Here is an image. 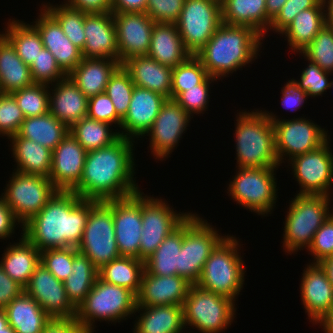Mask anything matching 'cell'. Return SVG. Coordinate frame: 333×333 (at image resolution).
I'll return each mask as SVG.
<instances>
[{"label":"cell","mask_w":333,"mask_h":333,"mask_svg":"<svg viewBox=\"0 0 333 333\" xmlns=\"http://www.w3.org/2000/svg\"><path fill=\"white\" fill-rule=\"evenodd\" d=\"M143 272L142 260L121 256L98 269V276L104 282L127 288L137 296Z\"/></svg>","instance_id":"obj_41"},{"label":"cell","mask_w":333,"mask_h":333,"mask_svg":"<svg viewBox=\"0 0 333 333\" xmlns=\"http://www.w3.org/2000/svg\"><path fill=\"white\" fill-rule=\"evenodd\" d=\"M13 171L1 196L23 226L58 190L47 177Z\"/></svg>","instance_id":"obj_12"},{"label":"cell","mask_w":333,"mask_h":333,"mask_svg":"<svg viewBox=\"0 0 333 333\" xmlns=\"http://www.w3.org/2000/svg\"><path fill=\"white\" fill-rule=\"evenodd\" d=\"M300 294L305 313L316 324L333 306V286L319 263H309L303 270Z\"/></svg>","instance_id":"obj_24"},{"label":"cell","mask_w":333,"mask_h":333,"mask_svg":"<svg viewBox=\"0 0 333 333\" xmlns=\"http://www.w3.org/2000/svg\"><path fill=\"white\" fill-rule=\"evenodd\" d=\"M266 0H221L222 23L247 26L264 40L267 33Z\"/></svg>","instance_id":"obj_35"},{"label":"cell","mask_w":333,"mask_h":333,"mask_svg":"<svg viewBox=\"0 0 333 333\" xmlns=\"http://www.w3.org/2000/svg\"><path fill=\"white\" fill-rule=\"evenodd\" d=\"M87 117L110 125L117 124L116 126L119 128L122 122L115 111L113 102L105 92L89 97Z\"/></svg>","instance_id":"obj_55"},{"label":"cell","mask_w":333,"mask_h":333,"mask_svg":"<svg viewBox=\"0 0 333 333\" xmlns=\"http://www.w3.org/2000/svg\"><path fill=\"white\" fill-rule=\"evenodd\" d=\"M325 24V5L321 0L315 7L299 12L281 34L287 38L291 51L300 53L313 41Z\"/></svg>","instance_id":"obj_36"},{"label":"cell","mask_w":333,"mask_h":333,"mask_svg":"<svg viewBox=\"0 0 333 333\" xmlns=\"http://www.w3.org/2000/svg\"><path fill=\"white\" fill-rule=\"evenodd\" d=\"M171 68L183 63L191 54L186 50L175 23L155 22L147 54Z\"/></svg>","instance_id":"obj_29"},{"label":"cell","mask_w":333,"mask_h":333,"mask_svg":"<svg viewBox=\"0 0 333 333\" xmlns=\"http://www.w3.org/2000/svg\"><path fill=\"white\" fill-rule=\"evenodd\" d=\"M321 0H287L271 21L269 31L281 34L302 10L315 7Z\"/></svg>","instance_id":"obj_57"},{"label":"cell","mask_w":333,"mask_h":333,"mask_svg":"<svg viewBox=\"0 0 333 333\" xmlns=\"http://www.w3.org/2000/svg\"><path fill=\"white\" fill-rule=\"evenodd\" d=\"M104 202L112 209L116 244L120 255L139 259L142 192Z\"/></svg>","instance_id":"obj_17"},{"label":"cell","mask_w":333,"mask_h":333,"mask_svg":"<svg viewBox=\"0 0 333 333\" xmlns=\"http://www.w3.org/2000/svg\"><path fill=\"white\" fill-rule=\"evenodd\" d=\"M134 143L120 136L107 147L87 152L82 177L73 192L84 200L108 201L140 191L134 178Z\"/></svg>","instance_id":"obj_1"},{"label":"cell","mask_w":333,"mask_h":333,"mask_svg":"<svg viewBox=\"0 0 333 333\" xmlns=\"http://www.w3.org/2000/svg\"><path fill=\"white\" fill-rule=\"evenodd\" d=\"M236 117V168L279 167L273 123L264 110L240 111Z\"/></svg>","instance_id":"obj_4"},{"label":"cell","mask_w":333,"mask_h":333,"mask_svg":"<svg viewBox=\"0 0 333 333\" xmlns=\"http://www.w3.org/2000/svg\"><path fill=\"white\" fill-rule=\"evenodd\" d=\"M18 224L20 227L22 226L4 198L0 196V239L10 238L15 233Z\"/></svg>","instance_id":"obj_60"},{"label":"cell","mask_w":333,"mask_h":333,"mask_svg":"<svg viewBox=\"0 0 333 333\" xmlns=\"http://www.w3.org/2000/svg\"><path fill=\"white\" fill-rule=\"evenodd\" d=\"M306 66L303 71H301V76L299 80L293 79L303 91L307 93L308 97H318L321 96L324 92L330 89V81L328 73L321 69L317 64L311 63Z\"/></svg>","instance_id":"obj_53"},{"label":"cell","mask_w":333,"mask_h":333,"mask_svg":"<svg viewBox=\"0 0 333 333\" xmlns=\"http://www.w3.org/2000/svg\"><path fill=\"white\" fill-rule=\"evenodd\" d=\"M33 81L41 84H54L68 75L60 68L53 54L44 48L30 65Z\"/></svg>","instance_id":"obj_50"},{"label":"cell","mask_w":333,"mask_h":333,"mask_svg":"<svg viewBox=\"0 0 333 333\" xmlns=\"http://www.w3.org/2000/svg\"><path fill=\"white\" fill-rule=\"evenodd\" d=\"M83 58H107L119 61L116 27L112 12L85 13Z\"/></svg>","instance_id":"obj_23"},{"label":"cell","mask_w":333,"mask_h":333,"mask_svg":"<svg viewBox=\"0 0 333 333\" xmlns=\"http://www.w3.org/2000/svg\"><path fill=\"white\" fill-rule=\"evenodd\" d=\"M25 116L11 93L0 94V135L7 139L16 135Z\"/></svg>","instance_id":"obj_52"},{"label":"cell","mask_w":333,"mask_h":333,"mask_svg":"<svg viewBox=\"0 0 333 333\" xmlns=\"http://www.w3.org/2000/svg\"><path fill=\"white\" fill-rule=\"evenodd\" d=\"M95 200L81 199L73 191H57L42 210L26 222L22 233L40 252L77 248Z\"/></svg>","instance_id":"obj_2"},{"label":"cell","mask_w":333,"mask_h":333,"mask_svg":"<svg viewBox=\"0 0 333 333\" xmlns=\"http://www.w3.org/2000/svg\"><path fill=\"white\" fill-rule=\"evenodd\" d=\"M239 244L235 236L227 234L206 260L196 285L236 301L243 288L246 272L239 254Z\"/></svg>","instance_id":"obj_5"},{"label":"cell","mask_w":333,"mask_h":333,"mask_svg":"<svg viewBox=\"0 0 333 333\" xmlns=\"http://www.w3.org/2000/svg\"><path fill=\"white\" fill-rule=\"evenodd\" d=\"M148 0H111V12H145Z\"/></svg>","instance_id":"obj_63"},{"label":"cell","mask_w":333,"mask_h":333,"mask_svg":"<svg viewBox=\"0 0 333 333\" xmlns=\"http://www.w3.org/2000/svg\"><path fill=\"white\" fill-rule=\"evenodd\" d=\"M135 86L149 89L170 98L172 68L158 63L148 55L128 58L122 63Z\"/></svg>","instance_id":"obj_28"},{"label":"cell","mask_w":333,"mask_h":333,"mask_svg":"<svg viewBox=\"0 0 333 333\" xmlns=\"http://www.w3.org/2000/svg\"><path fill=\"white\" fill-rule=\"evenodd\" d=\"M73 260L74 247L48 249L40 252V264L62 282L71 275Z\"/></svg>","instance_id":"obj_49"},{"label":"cell","mask_w":333,"mask_h":333,"mask_svg":"<svg viewBox=\"0 0 333 333\" xmlns=\"http://www.w3.org/2000/svg\"><path fill=\"white\" fill-rule=\"evenodd\" d=\"M175 24L186 50L198 54L222 24L221 0H185Z\"/></svg>","instance_id":"obj_13"},{"label":"cell","mask_w":333,"mask_h":333,"mask_svg":"<svg viewBox=\"0 0 333 333\" xmlns=\"http://www.w3.org/2000/svg\"><path fill=\"white\" fill-rule=\"evenodd\" d=\"M226 237L218 233L207 220L190 213L183 220V243L179 252V276L192 285L200 279L211 252Z\"/></svg>","instance_id":"obj_9"},{"label":"cell","mask_w":333,"mask_h":333,"mask_svg":"<svg viewBox=\"0 0 333 333\" xmlns=\"http://www.w3.org/2000/svg\"><path fill=\"white\" fill-rule=\"evenodd\" d=\"M183 243V221L144 261V271L157 276L179 275V252Z\"/></svg>","instance_id":"obj_38"},{"label":"cell","mask_w":333,"mask_h":333,"mask_svg":"<svg viewBox=\"0 0 333 333\" xmlns=\"http://www.w3.org/2000/svg\"><path fill=\"white\" fill-rule=\"evenodd\" d=\"M316 324H320L325 333H333V306Z\"/></svg>","instance_id":"obj_65"},{"label":"cell","mask_w":333,"mask_h":333,"mask_svg":"<svg viewBox=\"0 0 333 333\" xmlns=\"http://www.w3.org/2000/svg\"><path fill=\"white\" fill-rule=\"evenodd\" d=\"M14 169L17 172L39 175L49 178L52 167V151L30 139L20 137L18 134L9 138Z\"/></svg>","instance_id":"obj_34"},{"label":"cell","mask_w":333,"mask_h":333,"mask_svg":"<svg viewBox=\"0 0 333 333\" xmlns=\"http://www.w3.org/2000/svg\"><path fill=\"white\" fill-rule=\"evenodd\" d=\"M111 127L108 123L85 117L74 123L69 132L89 152L107 147L120 137L118 129L114 132Z\"/></svg>","instance_id":"obj_43"},{"label":"cell","mask_w":333,"mask_h":333,"mask_svg":"<svg viewBox=\"0 0 333 333\" xmlns=\"http://www.w3.org/2000/svg\"><path fill=\"white\" fill-rule=\"evenodd\" d=\"M264 112L273 123L275 150L280 164L286 158L289 161L297 155L316 150L330 139L328 131L310 119L299 117L280 120L274 113Z\"/></svg>","instance_id":"obj_11"},{"label":"cell","mask_w":333,"mask_h":333,"mask_svg":"<svg viewBox=\"0 0 333 333\" xmlns=\"http://www.w3.org/2000/svg\"><path fill=\"white\" fill-rule=\"evenodd\" d=\"M329 141L316 150L289 160L293 176L300 186L297 194L332 195L333 153Z\"/></svg>","instance_id":"obj_16"},{"label":"cell","mask_w":333,"mask_h":333,"mask_svg":"<svg viewBox=\"0 0 333 333\" xmlns=\"http://www.w3.org/2000/svg\"><path fill=\"white\" fill-rule=\"evenodd\" d=\"M121 65L107 58H83L68 75L86 97L103 93L111 75Z\"/></svg>","instance_id":"obj_32"},{"label":"cell","mask_w":333,"mask_h":333,"mask_svg":"<svg viewBox=\"0 0 333 333\" xmlns=\"http://www.w3.org/2000/svg\"><path fill=\"white\" fill-rule=\"evenodd\" d=\"M308 254L314 259L312 263H320L322 260L333 256V212L323 225L316 231Z\"/></svg>","instance_id":"obj_54"},{"label":"cell","mask_w":333,"mask_h":333,"mask_svg":"<svg viewBox=\"0 0 333 333\" xmlns=\"http://www.w3.org/2000/svg\"><path fill=\"white\" fill-rule=\"evenodd\" d=\"M19 242L8 245L0 265L8 276L25 288L40 264V251L22 234Z\"/></svg>","instance_id":"obj_31"},{"label":"cell","mask_w":333,"mask_h":333,"mask_svg":"<svg viewBox=\"0 0 333 333\" xmlns=\"http://www.w3.org/2000/svg\"><path fill=\"white\" fill-rule=\"evenodd\" d=\"M135 312H140V315L136 317L133 333H185L187 331L184 330L186 327L181 305L136 306Z\"/></svg>","instance_id":"obj_30"},{"label":"cell","mask_w":333,"mask_h":333,"mask_svg":"<svg viewBox=\"0 0 333 333\" xmlns=\"http://www.w3.org/2000/svg\"><path fill=\"white\" fill-rule=\"evenodd\" d=\"M208 76L201 60L196 55L189 56L172 68L170 98L175 99L181 92L201 84Z\"/></svg>","instance_id":"obj_45"},{"label":"cell","mask_w":333,"mask_h":333,"mask_svg":"<svg viewBox=\"0 0 333 333\" xmlns=\"http://www.w3.org/2000/svg\"><path fill=\"white\" fill-rule=\"evenodd\" d=\"M325 5L326 25L333 27V0H323Z\"/></svg>","instance_id":"obj_67"},{"label":"cell","mask_w":333,"mask_h":333,"mask_svg":"<svg viewBox=\"0 0 333 333\" xmlns=\"http://www.w3.org/2000/svg\"><path fill=\"white\" fill-rule=\"evenodd\" d=\"M86 154L70 132L52 151L49 179L58 191H73L79 185Z\"/></svg>","instance_id":"obj_21"},{"label":"cell","mask_w":333,"mask_h":333,"mask_svg":"<svg viewBox=\"0 0 333 333\" xmlns=\"http://www.w3.org/2000/svg\"><path fill=\"white\" fill-rule=\"evenodd\" d=\"M299 54L307 61L317 64L328 73H333V27L325 24L313 41Z\"/></svg>","instance_id":"obj_48"},{"label":"cell","mask_w":333,"mask_h":333,"mask_svg":"<svg viewBox=\"0 0 333 333\" xmlns=\"http://www.w3.org/2000/svg\"><path fill=\"white\" fill-rule=\"evenodd\" d=\"M72 273L64 281L67 297L71 304L77 309L90 293L98 276V268L74 248V260L72 263Z\"/></svg>","instance_id":"obj_40"},{"label":"cell","mask_w":333,"mask_h":333,"mask_svg":"<svg viewBox=\"0 0 333 333\" xmlns=\"http://www.w3.org/2000/svg\"><path fill=\"white\" fill-rule=\"evenodd\" d=\"M263 38L252 28L221 24L196 54L210 77L220 80L254 61Z\"/></svg>","instance_id":"obj_3"},{"label":"cell","mask_w":333,"mask_h":333,"mask_svg":"<svg viewBox=\"0 0 333 333\" xmlns=\"http://www.w3.org/2000/svg\"><path fill=\"white\" fill-rule=\"evenodd\" d=\"M53 85V86H52ZM49 90V112L69 128L87 117L88 100L72 79L67 76ZM52 93V94H51Z\"/></svg>","instance_id":"obj_27"},{"label":"cell","mask_w":333,"mask_h":333,"mask_svg":"<svg viewBox=\"0 0 333 333\" xmlns=\"http://www.w3.org/2000/svg\"><path fill=\"white\" fill-rule=\"evenodd\" d=\"M50 85L34 83L11 92L25 118L41 116L49 112Z\"/></svg>","instance_id":"obj_46"},{"label":"cell","mask_w":333,"mask_h":333,"mask_svg":"<svg viewBox=\"0 0 333 333\" xmlns=\"http://www.w3.org/2000/svg\"><path fill=\"white\" fill-rule=\"evenodd\" d=\"M24 291L34 298L52 319H74L77 309L69 301L64 282L59 281L42 264L32 274Z\"/></svg>","instance_id":"obj_19"},{"label":"cell","mask_w":333,"mask_h":333,"mask_svg":"<svg viewBox=\"0 0 333 333\" xmlns=\"http://www.w3.org/2000/svg\"><path fill=\"white\" fill-rule=\"evenodd\" d=\"M64 3L86 13L111 12V0H66Z\"/></svg>","instance_id":"obj_61"},{"label":"cell","mask_w":333,"mask_h":333,"mask_svg":"<svg viewBox=\"0 0 333 333\" xmlns=\"http://www.w3.org/2000/svg\"><path fill=\"white\" fill-rule=\"evenodd\" d=\"M166 99L160 93L135 86L128 111L120 125L122 131H118L119 136L134 141L146 136Z\"/></svg>","instance_id":"obj_22"},{"label":"cell","mask_w":333,"mask_h":333,"mask_svg":"<svg viewBox=\"0 0 333 333\" xmlns=\"http://www.w3.org/2000/svg\"><path fill=\"white\" fill-rule=\"evenodd\" d=\"M281 92V104L285 107V109L287 108V110L290 111H297L304 105L306 99L309 98L307 93L303 91L294 81H292V79L288 80V82L284 84Z\"/></svg>","instance_id":"obj_58"},{"label":"cell","mask_w":333,"mask_h":333,"mask_svg":"<svg viewBox=\"0 0 333 333\" xmlns=\"http://www.w3.org/2000/svg\"><path fill=\"white\" fill-rule=\"evenodd\" d=\"M185 0H148L146 13L154 22L175 23Z\"/></svg>","instance_id":"obj_56"},{"label":"cell","mask_w":333,"mask_h":333,"mask_svg":"<svg viewBox=\"0 0 333 333\" xmlns=\"http://www.w3.org/2000/svg\"><path fill=\"white\" fill-rule=\"evenodd\" d=\"M134 87L129 72L121 64L111 75L105 90L121 119L128 111Z\"/></svg>","instance_id":"obj_47"},{"label":"cell","mask_w":333,"mask_h":333,"mask_svg":"<svg viewBox=\"0 0 333 333\" xmlns=\"http://www.w3.org/2000/svg\"><path fill=\"white\" fill-rule=\"evenodd\" d=\"M142 192V235L140 239L139 260L148 259L164 239L190 212H176L167 201L148 196ZM171 207V208H170Z\"/></svg>","instance_id":"obj_15"},{"label":"cell","mask_w":333,"mask_h":333,"mask_svg":"<svg viewBox=\"0 0 333 333\" xmlns=\"http://www.w3.org/2000/svg\"><path fill=\"white\" fill-rule=\"evenodd\" d=\"M8 324L16 333H42L52 318L23 291L4 308Z\"/></svg>","instance_id":"obj_33"},{"label":"cell","mask_w":333,"mask_h":333,"mask_svg":"<svg viewBox=\"0 0 333 333\" xmlns=\"http://www.w3.org/2000/svg\"><path fill=\"white\" fill-rule=\"evenodd\" d=\"M77 250L98 269L121 257L116 244L112 209L104 201H97L90 208Z\"/></svg>","instance_id":"obj_14"},{"label":"cell","mask_w":333,"mask_h":333,"mask_svg":"<svg viewBox=\"0 0 333 333\" xmlns=\"http://www.w3.org/2000/svg\"><path fill=\"white\" fill-rule=\"evenodd\" d=\"M0 333H8V318L4 309H0Z\"/></svg>","instance_id":"obj_68"},{"label":"cell","mask_w":333,"mask_h":333,"mask_svg":"<svg viewBox=\"0 0 333 333\" xmlns=\"http://www.w3.org/2000/svg\"><path fill=\"white\" fill-rule=\"evenodd\" d=\"M191 118L175 99H166L153 125L145 133L150 137L149 147L155 159L160 161L168 159L182 138V134L186 132Z\"/></svg>","instance_id":"obj_18"},{"label":"cell","mask_w":333,"mask_h":333,"mask_svg":"<svg viewBox=\"0 0 333 333\" xmlns=\"http://www.w3.org/2000/svg\"><path fill=\"white\" fill-rule=\"evenodd\" d=\"M68 133L69 127L48 112L25 118L17 134L53 151Z\"/></svg>","instance_id":"obj_39"},{"label":"cell","mask_w":333,"mask_h":333,"mask_svg":"<svg viewBox=\"0 0 333 333\" xmlns=\"http://www.w3.org/2000/svg\"><path fill=\"white\" fill-rule=\"evenodd\" d=\"M291 198L283 228L285 253L308 249L316 231L332 214L330 196L296 194Z\"/></svg>","instance_id":"obj_6"},{"label":"cell","mask_w":333,"mask_h":333,"mask_svg":"<svg viewBox=\"0 0 333 333\" xmlns=\"http://www.w3.org/2000/svg\"><path fill=\"white\" fill-rule=\"evenodd\" d=\"M330 88H333V81H330Z\"/></svg>","instance_id":"obj_70"},{"label":"cell","mask_w":333,"mask_h":333,"mask_svg":"<svg viewBox=\"0 0 333 333\" xmlns=\"http://www.w3.org/2000/svg\"><path fill=\"white\" fill-rule=\"evenodd\" d=\"M30 66L17 55L11 42L0 34V88L1 93H11L33 85Z\"/></svg>","instance_id":"obj_37"},{"label":"cell","mask_w":333,"mask_h":333,"mask_svg":"<svg viewBox=\"0 0 333 333\" xmlns=\"http://www.w3.org/2000/svg\"><path fill=\"white\" fill-rule=\"evenodd\" d=\"M40 15L32 24L39 32L44 48L56 59L60 68L69 75L82 61L83 56L66 37L58 22L42 7Z\"/></svg>","instance_id":"obj_25"},{"label":"cell","mask_w":333,"mask_h":333,"mask_svg":"<svg viewBox=\"0 0 333 333\" xmlns=\"http://www.w3.org/2000/svg\"><path fill=\"white\" fill-rule=\"evenodd\" d=\"M8 333H16L15 330L8 324Z\"/></svg>","instance_id":"obj_69"},{"label":"cell","mask_w":333,"mask_h":333,"mask_svg":"<svg viewBox=\"0 0 333 333\" xmlns=\"http://www.w3.org/2000/svg\"><path fill=\"white\" fill-rule=\"evenodd\" d=\"M7 28H4L2 34L14 46L17 55L22 61L31 65L44 49L40 34L38 30L31 24H26L24 21L9 19Z\"/></svg>","instance_id":"obj_42"},{"label":"cell","mask_w":333,"mask_h":333,"mask_svg":"<svg viewBox=\"0 0 333 333\" xmlns=\"http://www.w3.org/2000/svg\"><path fill=\"white\" fill-rule=\"evenodd\" d=\"M42 333H88L81 324L74 319H52Z\"/></svg>","instance_id":"obj_62"},{"label":"cell","mask_w":333,"mask_h":333,"mask_svg":"<svg viewBox=\"0 0 333 333\" xmlns=\"http://www.w3.org/2000/svg\"><path fill=\"white\" fill-rule=\"evenodd\" d=\"M23 291L24 288L8 276L0 265V309H4Z\"/></svg>","instance_id":"obj_59"},{"label":"cell","mask_w":333,"mask_h":333,"mask_svg":"<svg viewBox=\"0 0 333 333\" xmlns=\"http://www.w3.org/2000/svg\"><path fill=\"white\" fill-rule=\"evenodd\" d=\"M319 264L325 270L329 282L333 286V256L322 260Z\"/></svg>","instance_id":"obj_66"},{"label":"cell","mask_w":333,"mask_h":333,"mask_svg":"<svg viewBox=\"0 0 333 333\" xmlns=\"http://www.w3.org/2000/svg\"><path fill=\"white\" fill-rule=\"evenodd\" d=\"M137 296L127 288L97 278L84 302L77 308L76 319L88 332H94L95 320L120 322L135 315ZM127 317V318H126Z\"/></svg>","instance_id":"obj_7"},{"label":"cell","mask_w":333,"mask_h":333,"mask_svg":"<svg viewBox=\"0 0 333 333\" xmlns=\"http://www.w3.org/2000/svg\"><path fill=\"white\" fill-rule=\"evenodd\" d=\"M184 323L200 333L224 332L234 321L235 301L191 285L182 305ZM195 327V328H194Z\"/></svg>","instance_id":"obj_8"},{"label":"cell","mask_w":333,"mask_h":333,"mask_svg":"<svg viewBox=\"0 0 333 333\" xmlns=\"http://www.w3.org/2000/svg\"><path fill=\"white\" fill-rule=\"evenodd\" d=\"M276 168L279 167L237 168L236 175L228 184V196L230 195L245 209L258 215L268 216L272 213L277 201Z\"/></svg>","instance_id":"obj_10"},{"label":"cell","mask_w":333,"mask_h":333,"mask_svg":"<svg viewBox=\"0 0 333 333\" xmlns=\"http://www.w3.org/2000/svg\"><path fill=\"white\" fill-rule=\"evenodd\" d=\"M218 79L208 76L201 84L196 85L188 90L181 92L175 101L183 107L187 113L192 116L194 114H204L208 109L210 84Z\"/></svg>","instance_id":"obj_51"},{"label":"cell","mask_w":333,"mask_h":333,"mask_svg":"<svg viewBox=\"0 0 333 333\" xmlns=\"http://www.w3.org/2000/svg\"><path fill=\"white\" fill-rule=\"evenodd\" d=\"M191 283L179 275L142 274L137 306L183 305Z\"/></svg>","instance_id":"obj_26"},{"label":"cell","mask_w":333,"mask_h":333,"mask_svg":"<svg viewBox=\"0 0 333 333\" xmlns=\"http://www.w3.org/2000/svg\"><path fill=\"white\" fill-rule=\"evenodd\" d=\"M287 0H266V12H267V32L269 30L271 21L281 11L282 6Z\"/></svg>","instance_id":"obj_64"},{"label":"cell","mask_w":333,"mask_h":333,"mask_svg":"<svg viewBox=\"0 0 333 333\" xmlns=\"http://www.w3.org/2000/svg\"><path fill=\"white\" fill-rule=\"evenodd\" d=\"M119 48V62L147 55L154 21L146 12H112Z\"/></svg>","instance_id":"obj_20"},{"label":"cell","mask_w":333,"mask_h":333,"mask_svg":"<svg viewBox=\"0 0 333 333\" xmlns=\"http://www.w3.org/2000/svg\"><path fill=\"white\" fill-rule=\"evenodd\" d=\"M42 7L58 22L71 43L82 51L86 40L84 31L86 12L69 7L65 3L53 5L49 2Z\"/></svg>","instance_id":"obj_44"}]
</instances>
